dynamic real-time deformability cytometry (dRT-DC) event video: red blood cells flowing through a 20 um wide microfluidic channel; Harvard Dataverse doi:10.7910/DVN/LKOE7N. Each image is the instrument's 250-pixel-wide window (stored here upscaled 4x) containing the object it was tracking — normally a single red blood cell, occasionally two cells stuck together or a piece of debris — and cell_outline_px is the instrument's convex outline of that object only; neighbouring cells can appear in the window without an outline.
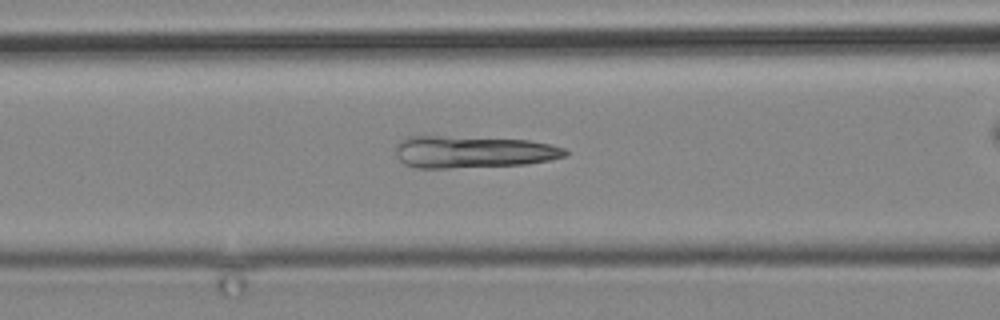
{"species": "common noctule bat (a hibernating species)", "species_latin": "Nyctalus noctula", "temperature_condition": "cold", "stored_images_in_passage": 4, "camera_frame_rate_fps": 3000, "um_per_image_px": 0.085, "animal": {"sex": "male", "body_mass_g": 19.2, "forearm_length_mm": 51.8}, "frame": {"image": 1, "passage_image": 4, "time_ms": 4.333, "image_size_px": [1000, 320], "cell_outline_px": [[568, 156], [528, 164], [448, 168], [416, 168], [404, 164], [396, 156], [396, 144], [400, 140], [408, 136], [444, 136], [528, 140], [552, 144], [564, 148], [568, 152]], "centroid_in_image_um": [40.19, 12.91], "position_along_channel_um": 126.4, "area_um2": 31.85}}